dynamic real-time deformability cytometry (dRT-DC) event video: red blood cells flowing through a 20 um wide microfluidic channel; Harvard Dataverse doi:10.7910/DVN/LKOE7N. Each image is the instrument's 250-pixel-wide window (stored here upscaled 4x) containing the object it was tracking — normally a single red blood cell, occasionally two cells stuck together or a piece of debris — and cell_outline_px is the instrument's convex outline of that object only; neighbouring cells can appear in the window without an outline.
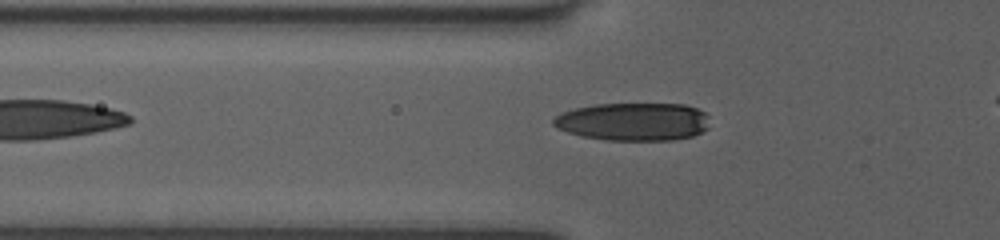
{"species": "human", "species_latin": "Homo sapiens", "temperature_condition": "room temperature", "stored_images_in_passage": 31, "camera_frame_rate_fps": 3000, "um_per_image_px": 0.085, "donor": {"sex": "female"}, "frame": {"image": 1, "passage_image": 2, "time_ms": 0.333, "image_size_px": [1000, 240], "cell_outline_px": [[708, 128], [692, 136], [672, 140], [604, 140], [580, 136], [556, 128], [552, 124], [552, 120], [560, 112], [576, 108], [596, 104], [684, 104], [696, 108], [704, 112], [708, 116]], "centroid_in_image_um": [53.8, 10.34], "position_along_channel_um": 72.0, "area_um2": 34.74}}
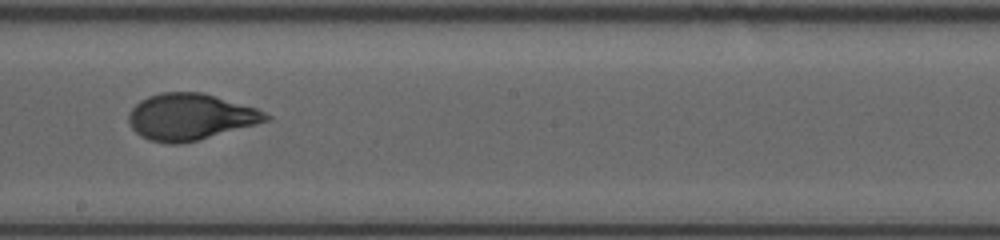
{"frame": {"image": 2, "passage_image": 14, "time_ms": 4.333, "image_size_px": [1000, 240], "cell_outline_px": [[272, 116], [268, 120], [256, 124], [196, 140], [180, 144], [168, 144], [148, 140], [140, 136], [132, 128], [128, 120], [128, 112], [140, 100], [148, 96], [160, 92], [204, 92], [256, 108]], "centroid_in_image_um": [16.13, 9.92], "position_along_channel_um": 232.1, "area_um2": 37.05}}
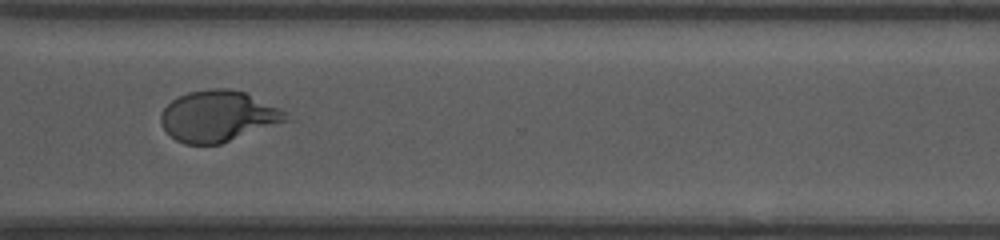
{"frame": {"image": 3, "passage_image": 23, "time_ms": 7.333, "image_size_px": [1000, 240], "cell_outline_px": [[296, 120], [220, 144], [184, 144], [176, 140], [160, 124], [160, 116], [164, 108], [172, 100], [188, 92], [212, 88], [228, 88], [244, 92], [280, 108]], "centroid_in_image_um": [18.63, 9.89], "position_along_channel_um": 352.0, "area_um2": 37.69}}